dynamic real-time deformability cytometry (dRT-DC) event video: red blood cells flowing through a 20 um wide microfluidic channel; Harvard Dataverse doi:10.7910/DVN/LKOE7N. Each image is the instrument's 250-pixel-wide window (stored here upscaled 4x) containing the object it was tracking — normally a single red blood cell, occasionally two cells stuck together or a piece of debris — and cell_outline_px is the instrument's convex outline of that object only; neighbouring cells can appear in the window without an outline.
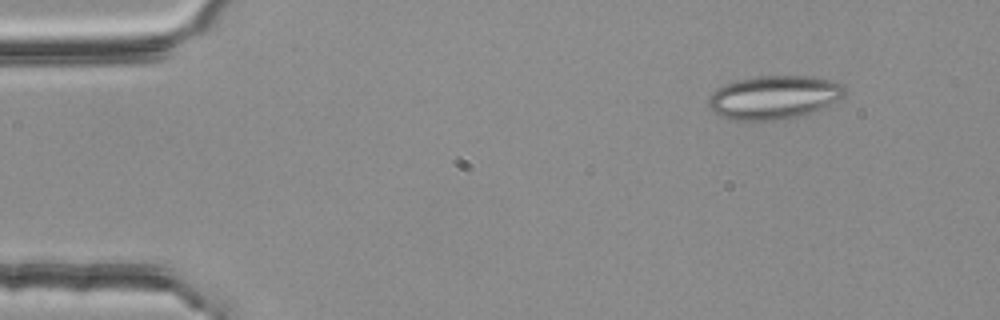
{"species": "common noctule bat (a hibernating species)", "species_latin": "Nyctalus noctula", "temperature_condition": "room temperature", "stored_images_in_passage": 49, "camera_frame_rate_fps": 3000, "um_per_image_px": 0.085, "animal": {"sex": "female", "body_mass_g": 25.1}, "frame": {"image": 1, "passage_image": 1, "time_ms": 0.0, "image_size_px": [1000, 320], "cell_outline_px": [[848, 92], [844, 96], [812, 112], [796, 116], [776, 120], [728, 120], [712, 112], [708, 104], [708, 100], [712, 92], [716, 88], [724, 84], [736, 80], [756, 76], [816, 76], [832, 80], [844, 84], [848, 88]], "centroid_in_image_um": [65.78, 8.25], "position_along_channel_um": 19.2, "area_um2": 34.85}}
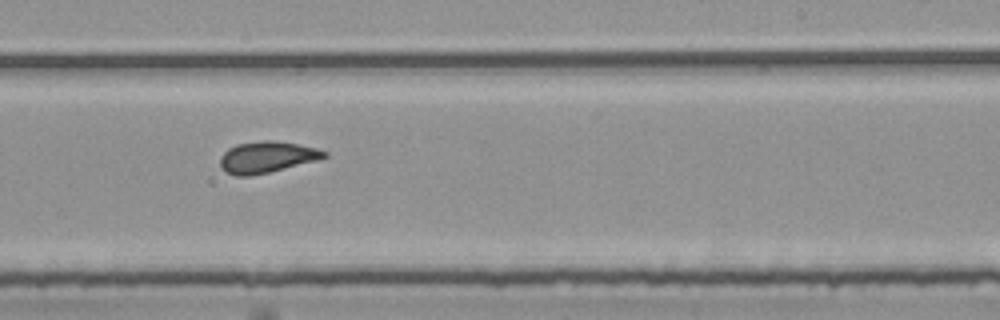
{"frame": {"image": 2, "passage_image": 28, "time_ms": 9.0, "image_size_px": [1000, 320], "cell_outline_px": [[328, 156], [316, 160], [268, 172], [248, 176], [236, 176], [224, 172], [220, 168], [220, 156], [228, 148], [236, 144], [264, 140], [272, 140], [296, 144], [316, 148], [328, 152]], "centroid_in_image_um": [22.63, 13.35], "position_along_channel_um": 266.4, "area_um2": 18.9}}
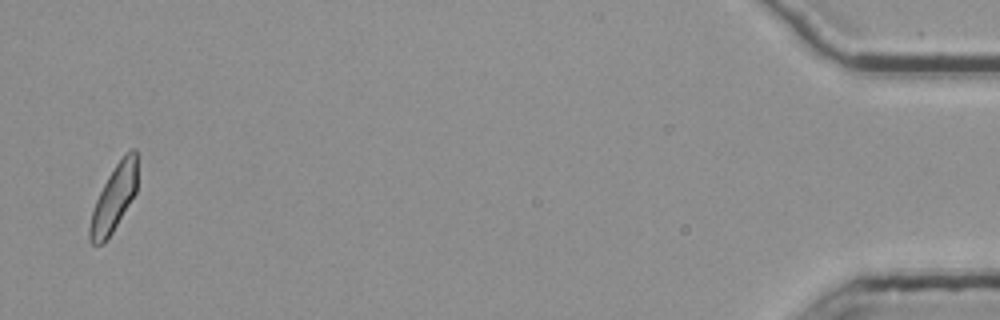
{"frame": {"image": 3, "passage_image": 48, "time_ms": 15.667, "image_size_px": [1000, 320], "cell_outline_px": [[136, 192], [112, 232], [100, 244], [92, 244], [88, 240], [88, 228], [92, 212], [96, 200], [108, 176], [124, 152], [132, 148], [136, 148]], "centroid_in_image_um": [9.66, 16.83], "position_along_channel_um": 425.5, "area_um2": 17.98}, "authors_computed_cell_mechanics": {"area_um2": 18.785, "velocity_mm_per_s": 3.7958, "shape_relaxation_time_tau1_ms": null, "shape_relaxation_time_tau2_ms": 1.5026, "deformation_change_tau1": null, "deformation_change_tau2": 0.0963}}